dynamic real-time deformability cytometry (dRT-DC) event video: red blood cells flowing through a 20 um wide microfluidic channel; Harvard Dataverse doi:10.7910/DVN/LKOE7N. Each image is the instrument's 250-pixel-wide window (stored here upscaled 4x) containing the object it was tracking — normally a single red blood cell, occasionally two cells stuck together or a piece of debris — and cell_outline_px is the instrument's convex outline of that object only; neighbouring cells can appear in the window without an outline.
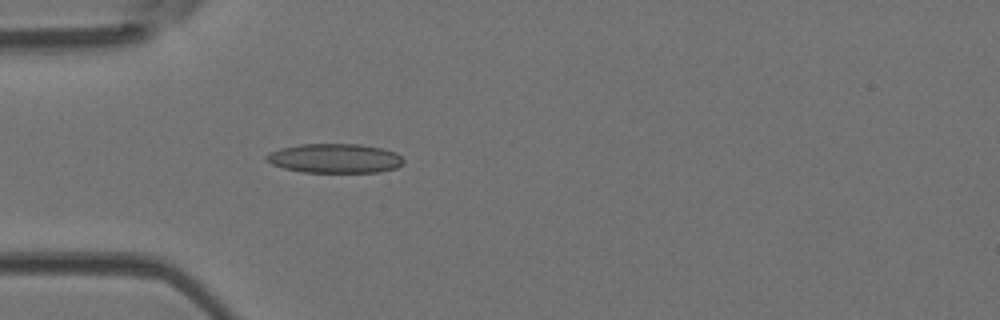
{"species": "Egyptian fruit bat (a non-hibernating species)", "species_latin": "Rousettus aegyptiacus", "temperature_condition": "room temperature", "stored_images_in_passage": 4, "camera_frame_rate_fps": 3000, "um_per_image_px": 0.085, "animal": {"sex": "female"}, "frame": {"image": 1, "passage_image": 4, "time_ms": 1.0, "image_size_px": [1000, 320], "cell_outline_px": [[404, 164], [396, 168], [380, 172], [304, 172], [284, 168], [272, 164], [264, 160], [264, 156], [268, 152], [280, 148], [300, 144], [360, 144], [380, 148], [396, 152], [404, 160]], "centroid_in_image_um": [28.44, 13.46], "position_along_channel_um": 56.6, "area_um2": 23.58}}